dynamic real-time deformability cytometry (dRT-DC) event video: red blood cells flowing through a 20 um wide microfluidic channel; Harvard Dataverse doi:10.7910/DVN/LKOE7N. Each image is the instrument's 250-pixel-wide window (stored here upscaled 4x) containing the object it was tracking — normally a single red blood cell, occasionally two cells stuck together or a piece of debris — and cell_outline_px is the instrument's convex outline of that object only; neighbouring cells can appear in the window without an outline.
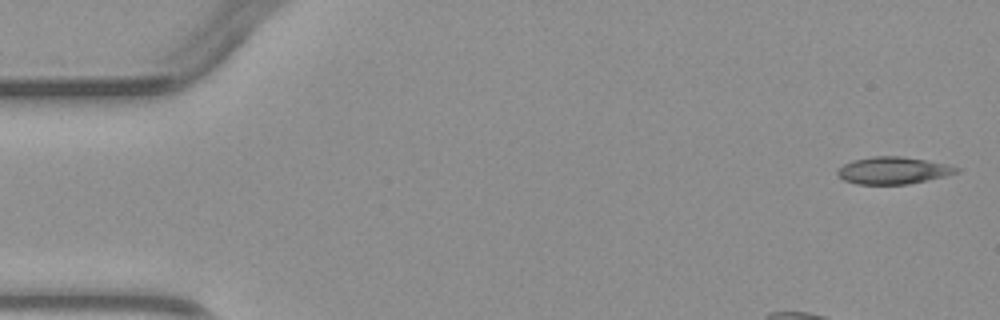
{"species": "common noctule bat (a hibernating species)", "species_latin": "Nyctalus noctula", "temperature_condition": "warm", "stored_images_in_passage": 6, "camera_frame_rate_fps": 3000, "um_per_image_px": 0.085, "animal": {"sex": "male", "body_mass_g": 23.1, "forearm_length_mm": 52.7}, "frame": {"image": 1, "passage_image": 1, "time_ms": 0.0, "image_size_px": [1000, 320], "cell_outline_px": [[960, 172], [944, 176], [908, 184], [856, 184], [844, 180], [836, 172], [844, 164], [852, 160], [872, 156], [900, 156], [924, 160], [944, 164], [960, 168]], "centroid_in_image_um": [75.9, 14.49], "position_along_channel_um": 9.1, "area_um2": 18.55}}